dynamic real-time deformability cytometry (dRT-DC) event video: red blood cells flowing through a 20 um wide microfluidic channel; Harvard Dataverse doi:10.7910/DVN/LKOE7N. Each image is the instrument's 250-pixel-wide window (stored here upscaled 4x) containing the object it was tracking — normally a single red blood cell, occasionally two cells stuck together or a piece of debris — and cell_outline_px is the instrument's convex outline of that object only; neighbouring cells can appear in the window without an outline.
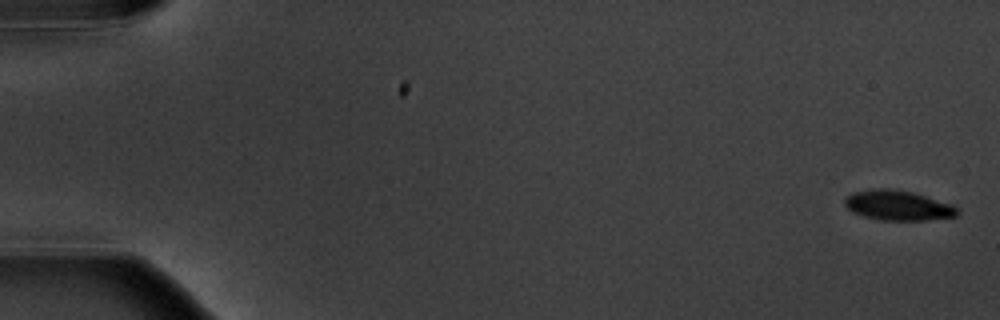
{"species": "common noctule bat (a hibernating species)", "species_latin": "Nyctalus noctula", "temperature_condition": "warm", "stored_images_in_passage": 6, "camera_frame_rate_fps": 3000, "um_per_image_px": 0.085, "animal": {"sex": "male", "body_mass_g": 20.1, "forearm_length_mm": 53.5}, "frame": {"image": 1, "passage_image": 1, "time_ms": 0.0, "image_size_px": [1000, 320], "cell_outline_px": [[960, 212], [956, 216], [924, 220], [880, 220], [864, 216], [852, 212], [844, 204], [844, 200], [852, 192], [876, 188], [888, 188], [912, 192], [952, 204], [960, 208]], "centroid_in_image_um": [76.34, 17.46], "position_along_channel_um": 8.7, "area_um2": 19.65}}
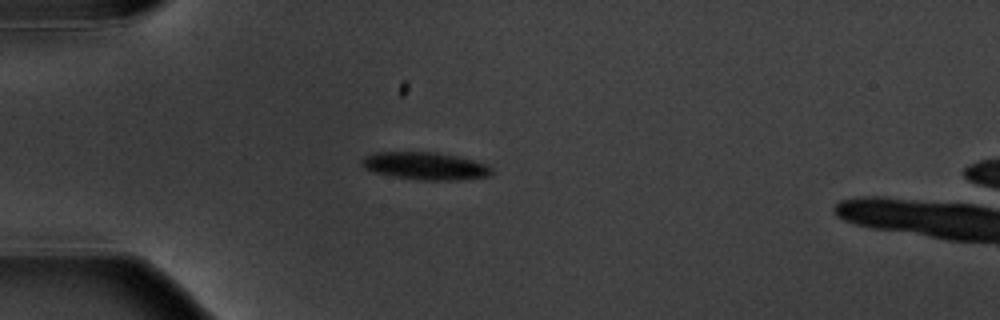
{"frame": {"image": 2, "passage_image": 5, "time_ms": 5.0, "image_size_px": [1000, 320], "cell_outline_px": [[492, 176], [456, 180], [420, 180], [392, 176], [372, 172], [364, 168], [360, 164], [360, 160], [364, 156], [376, 152], [432, 152], [456, 156], [472, 160], [484, 164], [492, 168]], "centroid_in_image_um": [36.09, 14.11], "position_along_channel_um": 48.9, "area_um2": 20.87}}